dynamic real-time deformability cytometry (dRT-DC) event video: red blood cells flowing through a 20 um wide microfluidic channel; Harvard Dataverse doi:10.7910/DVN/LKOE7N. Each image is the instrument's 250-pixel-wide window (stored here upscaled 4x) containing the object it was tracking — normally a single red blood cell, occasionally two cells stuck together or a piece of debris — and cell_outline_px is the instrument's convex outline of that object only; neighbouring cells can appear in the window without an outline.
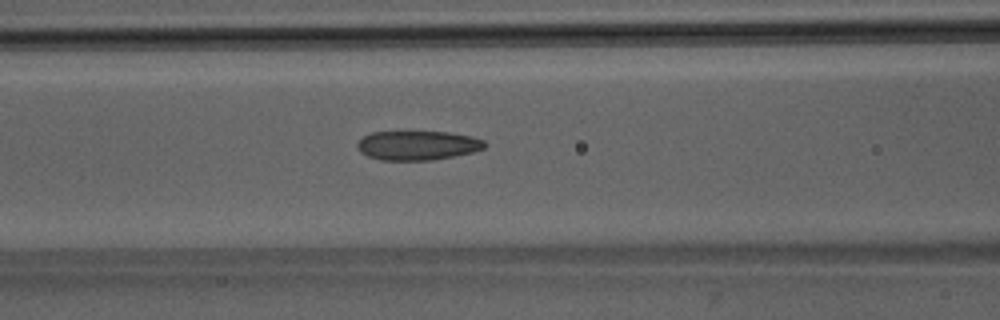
{"species": "Egyptian fruit bat (a non-hibernating species)", "species_latin": "Rousettus aegyptiacus", "temperature_condition": "room temperature", "stored_images_in_passage": 50, "camera_frame_rate_fps": 3000, "um_per_image_px": 0.085, "animal": {"sex": "male"}, "frame": {"image": 1, "passage_image": 21, "time_ms": 6.667, "image_size_px": [1000, 320], "cell_outline_px": [[488, 144], [484, 148], [472, 152], [432, 160], [380, 160], [368, 156], [360, 152], [356, 144], [364, 136], [372, 132], [448, 132], [472, 136], [484, 140]], "centroid_in_image_um": [35.5, 12.36], "position_along_channel_um": 131.1, "area_um2": 21.68}}
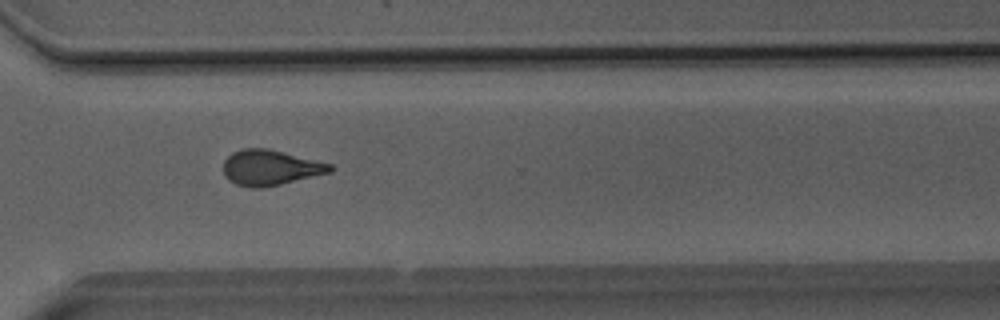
{"frame": {"image": 2, "passage_image": 37, "time_ms": 12.0, "image_size_px": [1000, 320], "cell_outline_px": [[336, 168], [332, 172], [280, 184], [260, 188], [252, 188], [236, 184], [228, 180], [224, 176], [224, 160], [232, 152], [240, 148], [268, 148], [332, 164]], "centroid_in_image_um": [22.98, 14.24], "position_along_channel_um": 347.6, "area_um2": 22.14}}
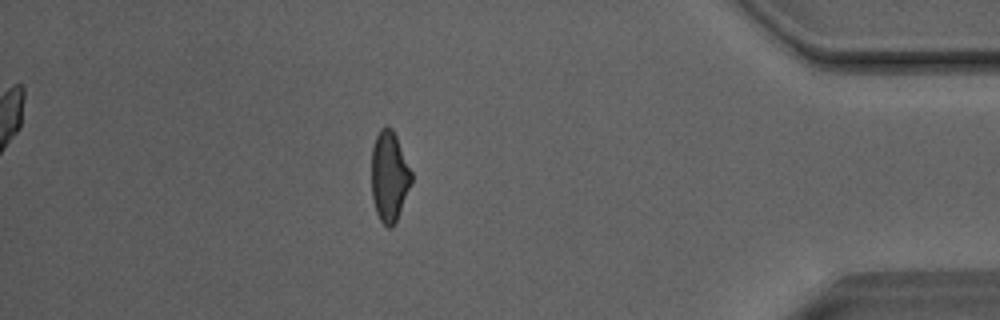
{"frame": {"image": 3, "passage_image": 44, "time_ms": 14.333, "image_size_px": [1000, 320], "cell_outline_px": [[412, 180], [396, 220], [392, 228], [388, 228], [380, 220], [376, 212], [372, 196], [372, 148], [376, 136], [380, 128], [392, 128], [396, 136], [412, 172]], "centroid_in_image_um": [33.08, 14.99], "position_along_channel_um": 402.1, "area_um2": 20.63}, "authors_computed_cell_mechanics": {"area_um2": 22.253, "velocity_mm_per_s": 4.0696, "shape_relaxation_time_tau1_ms": null, "shape_relaxation_time_tau2_ms": 2.0701, "deformation_change_tau1": null, "deformation_change_tau2": 0.1148}}